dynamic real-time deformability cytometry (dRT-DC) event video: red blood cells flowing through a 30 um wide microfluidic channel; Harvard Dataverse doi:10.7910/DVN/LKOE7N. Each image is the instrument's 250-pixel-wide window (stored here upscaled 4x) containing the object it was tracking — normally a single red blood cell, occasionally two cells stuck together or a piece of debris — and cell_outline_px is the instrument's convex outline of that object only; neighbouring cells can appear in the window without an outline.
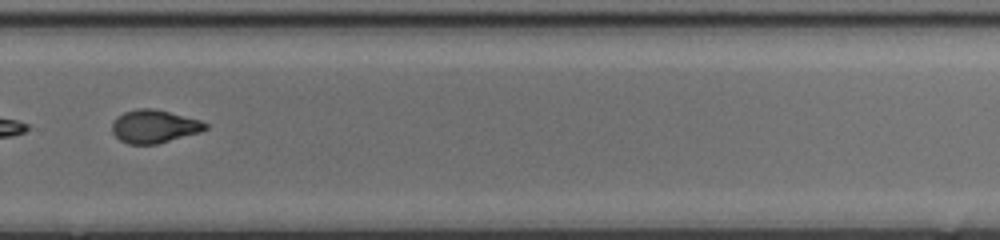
{"species": "common noctule bat (a hibernating species)", "species_latin": "Nyctalus noctula", "temperature_condition": "cold", "stored_images_in_passage": 34, "camera_frame_rate_fps": 3000, "um_per_image_px": 0.085, "animal": {"sex": "female", "body_mass_g": 17.0, "forearm_length_mm": 48.0}, "frame": {"image": 1, "passage_image": 20, "time_ms": 6.333, "image_size_px": [1000, 240], "cell_outline_px": [[208, 128], [200, 132], [156, 144], [128, 144], [120, 140], [112, 132], [112, 124], [116, 116], [124, 112], [136, 108], [152, 108], [200, 120], [208, 124]], "centroid_in_image_um": [13.08, 10.74], "position_along_channel_um": 316.7, "area_um2": 17.92}, "authors_computed_cell_mechanics": {"area_um2": 18.9873, "velocity_mm_per_s": 4.051, "shape_relaxation_time_tau1_ms": 2.8323, "shape_relaxation_time_tau2_ms": 2.2018, "deformation_change_tau1": 0.1524, "deformation_change_tau2": 0.0869}}